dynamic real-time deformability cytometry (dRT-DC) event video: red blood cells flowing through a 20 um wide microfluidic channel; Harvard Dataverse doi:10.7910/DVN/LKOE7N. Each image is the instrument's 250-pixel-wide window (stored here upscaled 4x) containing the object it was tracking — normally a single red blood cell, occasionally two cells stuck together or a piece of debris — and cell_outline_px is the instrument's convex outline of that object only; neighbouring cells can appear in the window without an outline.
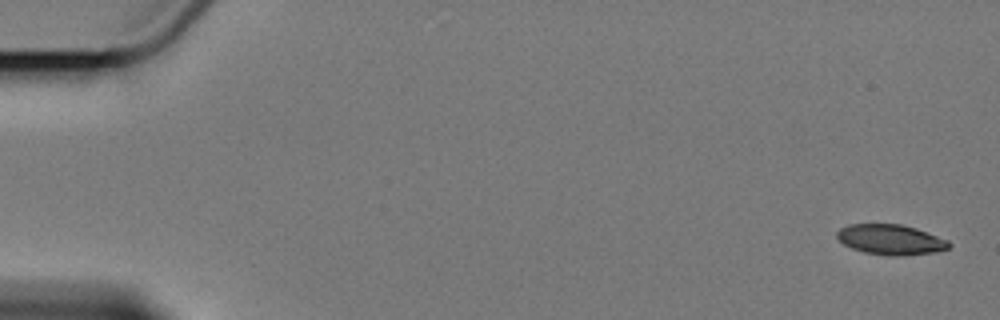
{"species": "Egyptian fruit bat (a non-hibernating species)", "species_latin": "Rousettus aegyptiacus", "temperature_condition": "cold", "stored_images_in_passage": 5, "camera_frame_rate_fps": 3000, "um_per_image_px": 0.085, "animal": {"sex": "female"}, "frame": {"image": 1, "passage_image": 1, "time_ms": 0.0, "image_size_px": [1000, 320], "cell_outline_px": [[952, 244], [948, 248], [936, 252], [904, 256], [892, 256], [864, 252], [852, 248], [844, 244], [836, 236], [836, 232], [840, 228], [848, 224], [900, 224], [916, 228], [948, 240]], "centroid_in_image_um": [75.71, 20.37], "position_along_channel_um": 9.3, "area_um2": 19.77}}